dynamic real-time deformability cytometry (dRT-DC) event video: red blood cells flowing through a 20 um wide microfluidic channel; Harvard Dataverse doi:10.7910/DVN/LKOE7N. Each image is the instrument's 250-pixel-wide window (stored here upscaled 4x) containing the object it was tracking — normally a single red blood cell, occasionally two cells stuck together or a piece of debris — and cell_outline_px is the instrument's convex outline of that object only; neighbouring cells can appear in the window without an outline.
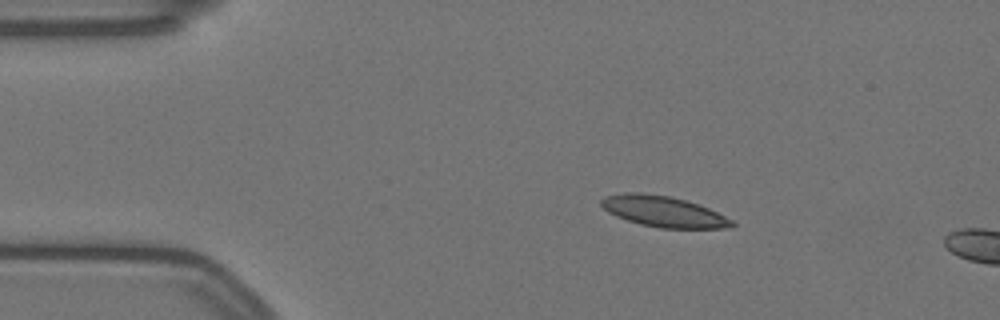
{"species": "Egyptian fruit bat (a non-hibernating species)", "species_latin": "Rousettus aegyptiacus", "temperature_condition": "warm", "stored_images_in_passage": 9, "camera_frame_rate_fps": 3000, "um_per_image_px": 0.085, "animal": {"sex": "female"}, "frame": {"image": 1, "passage_image": 1, "time_ms": 0.0, "image_size_px": [1000, 320], "cell_outline_px": [[736, 224], [724, 228], [660, 228], [640, 224], [616, 216], [608, 212], [600, 204], [600, 200], [604, 196], [624, 192], [640, 192], [668, 196], [684, 200], [708, 208], [732, 220]], "centroid_in_image_um": [56.33, 17.97], "position_along_channel_um": 28.7, "area_um2": 23.24}}
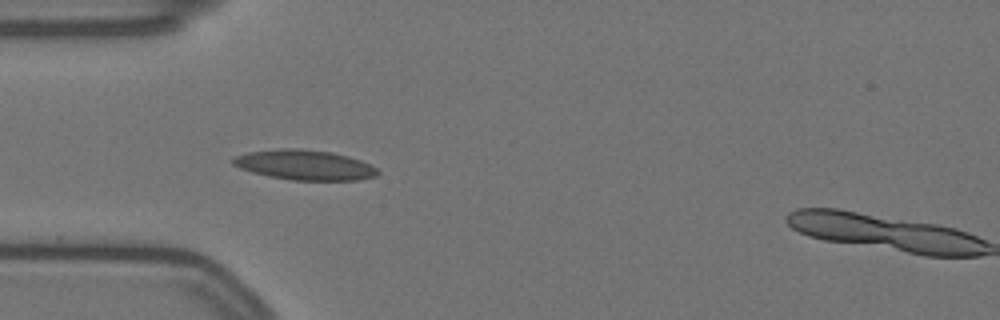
{"frame": {"image": 2, "passage_image": 8, "time_ms": 2.333, "image_size_px": [1000, 320], "cell_outline_px": [[380, 172], [376, 176], [360, 180], [292, 180], [268, 176], [252, 172], [240, 168], [232, 164], [228, 160], [232, 156], [248, 152], [276, 148], [300, 148], [332, 152], [348, 156], [360, 160], [376, 168]], "centroid_in_image_um": [25.83, 14.01], "position_along_channel_um": 59.2, "area_um2": 25.61}}